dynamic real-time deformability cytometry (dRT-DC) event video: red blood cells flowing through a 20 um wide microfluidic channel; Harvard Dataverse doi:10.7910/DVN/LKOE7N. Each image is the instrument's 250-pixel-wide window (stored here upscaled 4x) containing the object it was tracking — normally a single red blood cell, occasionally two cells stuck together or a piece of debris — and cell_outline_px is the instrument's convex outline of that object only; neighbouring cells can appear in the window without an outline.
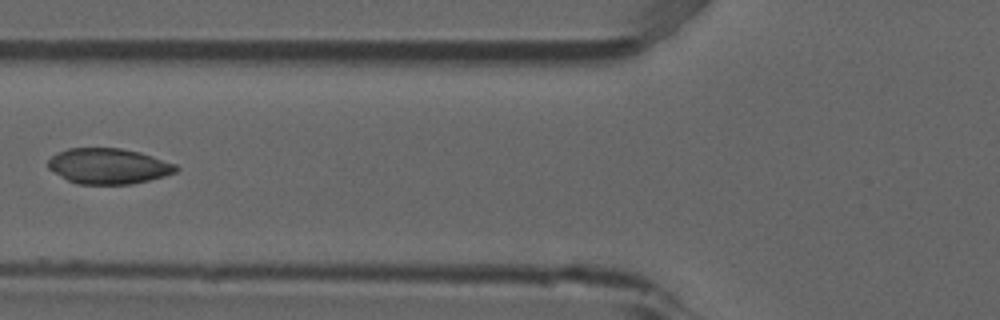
{"species": "common noctule bat (a hibernating species)", "species_latin": "Nyctalus noctula", "temperature_condition": "room temperature", "stored_images_in_passage": 5, "camera_frame_rate_fps": 3000, "um_per_image_px": 0.085, "animal": {"sex": "male", "forearm_length_mm": 52.5}, "frame": {"image": 1, "passage_image": 5, "time_ms": 1.333, "image_size_px": [1000, 320], "cell_outline_px": [[180, 168], [176, 172], [164, 176], [132, 184], [76, 184], [68, 180], [48, 168], [48, 160], [56, 152], [68, 148], [120, 148], [140, 152], [176, 164]], "centroid_in_image_um": [9.22, 14.11], "position_along_channel_um": 116.6, "area_um2": 26.53}}